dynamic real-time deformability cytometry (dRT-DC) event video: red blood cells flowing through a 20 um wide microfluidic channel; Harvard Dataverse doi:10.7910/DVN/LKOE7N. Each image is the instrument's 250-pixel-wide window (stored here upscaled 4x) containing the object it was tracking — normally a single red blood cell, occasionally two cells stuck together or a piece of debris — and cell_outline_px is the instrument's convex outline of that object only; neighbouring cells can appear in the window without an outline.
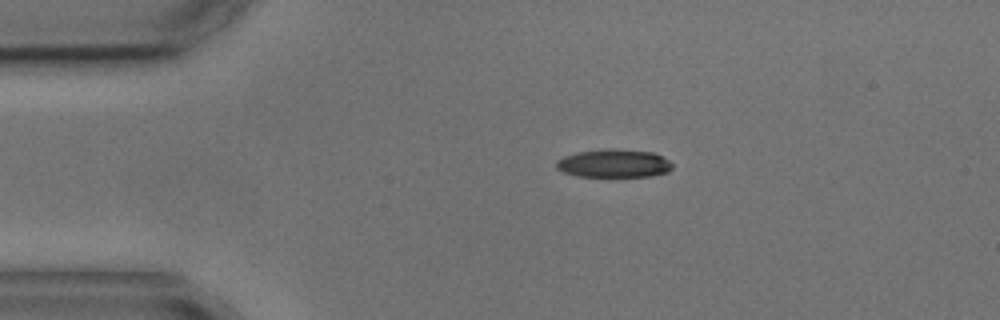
{"species": "common noctule bat (a hibernating species)", "species_latin": "Nyctalus noctula", "temperature_condition": "cold", "stored_images_in_passage": 2, "camera_frame_rate_fps": 3000, "um_per_image_px": 0.085, "animal": {"sex": "male", "body_mass_g": 17.9, "forearm_length_mm": 54.2}, "frame": {"image": 1, "passage_image": 1, "time_ms": 0.0, "image_size_px": [1000, 320], "cell_outline_px": [[672, 168], [668, 172], [652, 176], [580, 176], [564, 172], [556, 168], [556, 160], [564, 156], [576, 152], [608, 148], [616, 148], [652, 152], [668, 160], [672, 164]], "centroid_in_image_um": [52.17, 13.87], "position_along_channel_um": 32.8, "area_um2": 19.07}}